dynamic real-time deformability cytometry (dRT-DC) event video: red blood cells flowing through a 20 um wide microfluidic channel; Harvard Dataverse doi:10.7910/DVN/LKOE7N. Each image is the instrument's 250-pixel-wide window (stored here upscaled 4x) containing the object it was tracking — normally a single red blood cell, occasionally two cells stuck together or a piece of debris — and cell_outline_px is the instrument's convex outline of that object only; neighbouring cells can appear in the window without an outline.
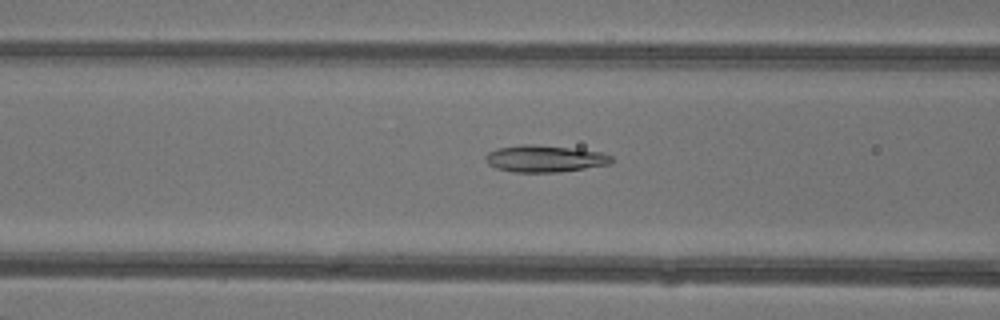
{"species": "common noctule bat (a hibernating species)", "species_latin": "Nyctalus noctula", "temperature_condition": "warm", "stored_images_in_passage": 49, "camera_frame_rate_fps": 3000, "um_per_image_px": 0.085, "animal": {"sex": "female"}, "frame": {"image": 1, "passage_image": 20, "time_ms": 6.333, "image_size_px": [1000, 320], "cell_outline_px": [[612, 164], [560, 172], [516, 172], [496, 168], [488, 164], [484, 160], [484, 156], [488, 152], [496, 148], [520, 144], [532, 144], [604, 152], [612, 156]], "centroid_in_image_um": [46.29, 13.48], "position_along_channel_um": 120.3, "area_um2": 19.83}}
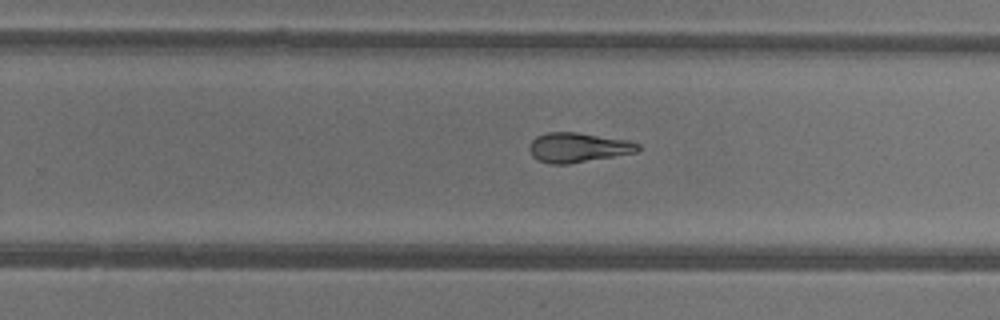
{"frame": {"image": 2, "passage_image": 31, "time_ms": 10.0, "image_size_px": [1000, 320], "cell_outline_px": [[640, 148], [636, 152], [568, 164], [548, 164], [536, 160], [532, 156], [528, 148], [532, 140], [536, 136], [548, 132], [576, 132], [628, 140], [640, 144]], "centroid_in_image_um": [49.09, 12.54], "position_along_channel_um": 280.7, "area_um2": 18.79}}
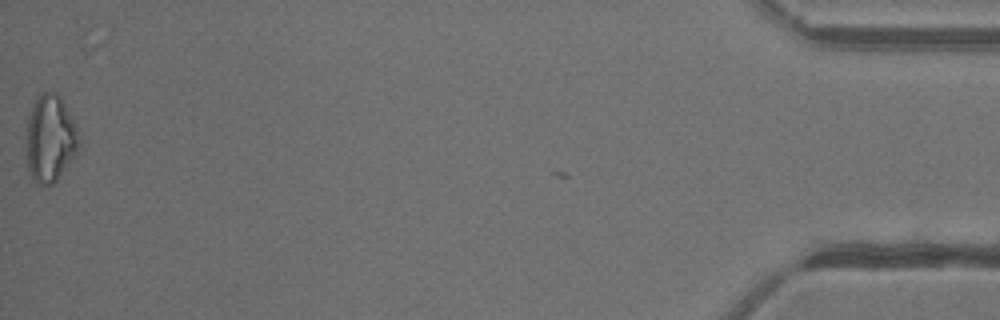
{"frame": {"image": 3, "passage_image": 48, "time_ms": 15.667, "image_size_px": [1000, 320], "cell_outline_px": [[80, 144], [76, 152], [56, 180], [52, 184], [36, 184], [32, 180], [24, 156], [28, 116], [40, 92], [56, 92], [60, 96], [76, 124]], "centroid_in_image_um": [4.22, 11.78], "position_along_channel_um": 431.0, "area_um2": 26.88}, "authors_computed_cell_mechanics": {"area_um2": 20.2878, "velocity_mm_per_s": 4.3854, "shape_relaxation_time_tau1_ms": 9.3781, "shape_relaxation_time_tau2_ms": 2.2606, "deformation_change_tau1": 0.225, "deformation_change_tau2": 0.0885}}